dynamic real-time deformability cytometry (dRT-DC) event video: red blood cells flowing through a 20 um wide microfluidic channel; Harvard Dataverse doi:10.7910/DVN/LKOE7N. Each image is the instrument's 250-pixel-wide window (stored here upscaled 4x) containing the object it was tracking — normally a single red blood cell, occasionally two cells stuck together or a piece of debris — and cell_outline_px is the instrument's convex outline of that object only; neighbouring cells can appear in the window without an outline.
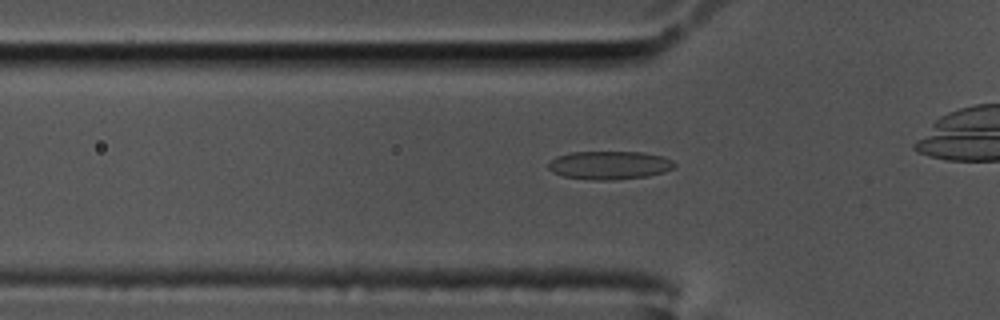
{"species": "common noctule bat (a hibernating species)", "species_latin": "Nyctalus noctula", "temperature_condition": "cold", "stored_images_in_passage": 47, "camera_frame_rate_fps": 3000, "um_per_image_px": 0.085, "animal": {"sex": "male", "body_mass_g": 17.5, "forearm_length_mm": 52.3}, "frame": {"image": 1, "passage_image": 19, "time_ms": 6.0, "image_size_px": [1000, 320], "cell_outline_px": [[676, 168], [664, 172], [648, 176], [608, 180], [592, 180], [564, 176], [552, 172], [548, 168], [548, 164], [556, 156], [572, 152], [640, 152], [660, 156], [672, 160], [676, 164]], "centroid_in_image_um": [51.81, 14.04], "position_along_channel_um": 74.0, "area_um2": 20.75}}
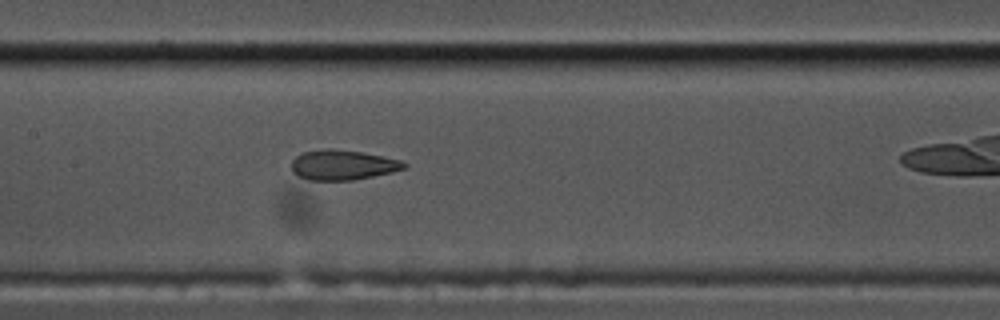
{"frame": {"image": 2, "passage_image": 28, "time_ms": 9.0, "image_size_px": [1000, 320], "cell_outline_px": [[408, 168], [392, 172], [352, 180], [308, 180], [296, 176], [292, 172], [292, 160], [296, 156], [304, 152], [328, 148], [332, 148], [360, 152], [384, 156], [404, 160], [408, 164]], "centroid_in_image_um": [29.16, 14.02], "position_along_channel_um": 178.2, "area_um2": 19.88}}
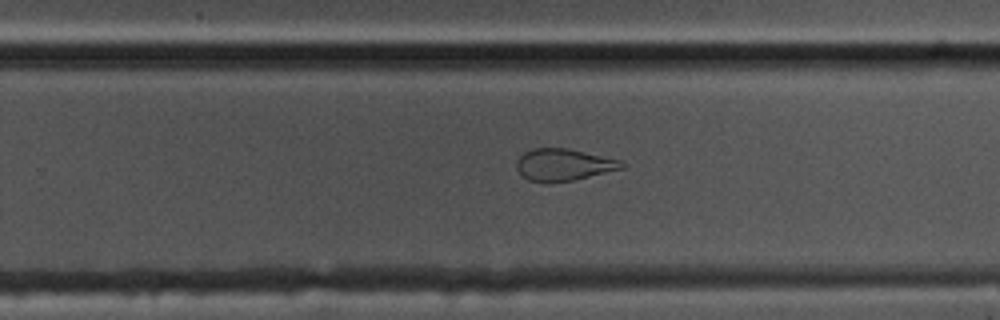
{"frame": {"image": 3, "passage_image": 37, "time_ms": 12.0, "image_size_px": [1000, 320], "cell_outline_px": [[624, 168], [572, 180], [544, 184], [528, 180], [516, 168], [516, 160], [524, 152], [532, 148], [568, 148], [620, 160], [624, 164]], "centroid_in_image_um": [47.86, 14.01], "position_along_channel_um": 281.9, "area_um2": 19.59}}